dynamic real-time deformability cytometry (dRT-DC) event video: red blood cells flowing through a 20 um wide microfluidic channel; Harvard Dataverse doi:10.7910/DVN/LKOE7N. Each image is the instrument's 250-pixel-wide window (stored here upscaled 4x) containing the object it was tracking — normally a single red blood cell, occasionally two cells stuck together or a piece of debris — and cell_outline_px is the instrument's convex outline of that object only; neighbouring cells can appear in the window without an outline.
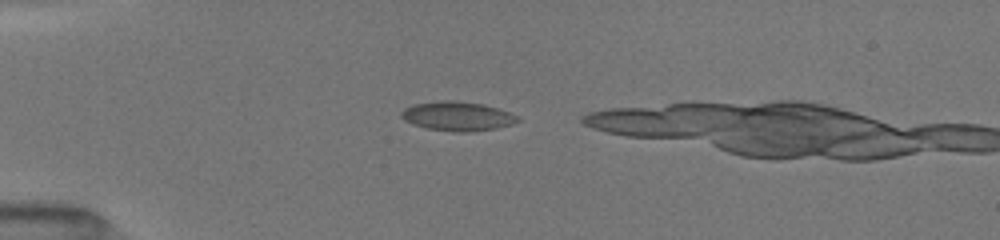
{"species": "common noctule bat (a hibernating species)", "species_latin": "Nyctalus noctula", "temperature_condition": "room temperature", "stored_images_in_passage": 8, "camera_frame_rate_fps": 3000, "um_per_image_px": 0.085, "animal": {"sex": "female", "body_mass_g": 19.5, "forearm_length_mm": 54.1}, "frame": {"image": 1, "passage_image": 6, "time_ms": 1.333, "image_size_px": [1000, 240], "cell_outline_px": [[520, 120], [512, 124], [496, 128], [468, 132], [456, 132], [428, 128], [412, 124], [404, 120], [400, 116], [400, 112], [404, 108], [412, 104], [440, 100], [452, 100], [484, 104], [520, 116]], "centroid_in_image_um": [38.85, 9.87], "position_along_channel_um": 46.1, "area_um2": 19.88}}